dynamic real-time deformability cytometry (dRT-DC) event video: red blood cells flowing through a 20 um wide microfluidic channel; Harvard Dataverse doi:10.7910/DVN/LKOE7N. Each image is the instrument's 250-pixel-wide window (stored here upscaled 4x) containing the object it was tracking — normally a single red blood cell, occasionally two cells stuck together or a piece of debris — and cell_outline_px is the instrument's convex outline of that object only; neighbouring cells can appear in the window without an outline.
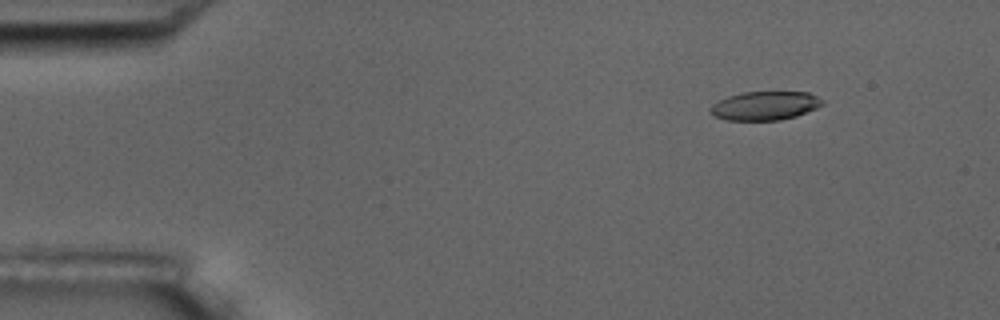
{"species": "common noctule bat (a hibernating species)", "species_latin": "Nyctalus noctula", "temperature_condition": "room temperature", "stored_images_in_passage": 4, "camera_frame_rate_fps": 3000, "um_per_image_px": 0.085, "animal": {"sex": "male", "body_mass_g": 17.5, "forearm_length_mm": 52.3}, "frame": {"image": 1, "passage_image": 2, "time_ms": 1.333, "image_size_px": [1000, 320], "cell_outline_px": [[824, 104], [816, 108], [796, 116], [780, 120], [728, 120], [712, 116], [708, 112], [708, 108], [712, 104], [728, 96], [744, 92], [808, 92], [824, 100]], "centroid_in_image_um": [64.99, 8.99], "position_along_channel_um": 20.0, "area_um2": 18.84}}